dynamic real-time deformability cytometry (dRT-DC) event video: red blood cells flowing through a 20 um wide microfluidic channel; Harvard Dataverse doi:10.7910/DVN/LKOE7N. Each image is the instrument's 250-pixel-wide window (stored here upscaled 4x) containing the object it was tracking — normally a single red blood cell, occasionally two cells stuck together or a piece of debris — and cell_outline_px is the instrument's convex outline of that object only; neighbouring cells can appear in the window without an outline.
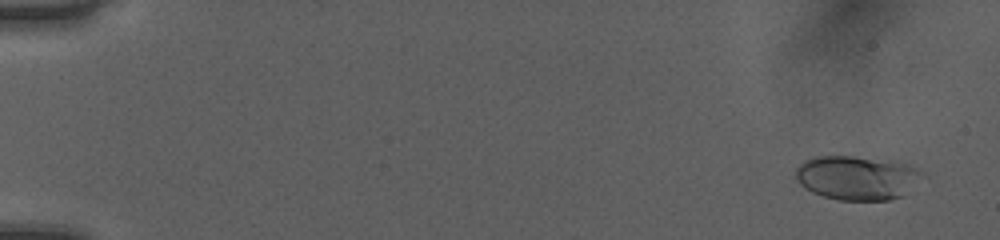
{"species": "human", "species_latin": "Homo sapiens", "temperature_condition": "room temperature", "stored_images_in_passage": 52, "camera_frame_rate_fps": 3000, "um_per_image_px": 0.085, "donor": {"sex": "female"}, "frame": {"image": 1, "passage_image": 3, "time_ms": 0.667, "image_size_px": [1000, 240], "cell_outline_px": [[920, 172], [904, 196], [888, 200], [836, 200], [812, 192], [800, 184], [796, 180], [796, 168], [804, 160], [816, 156], [852, 156], [908, 164]], "centroid_in_image_um": [72.73, 15.12], "position_along_channel_um": 12.3, "area_um2": 31.79}}
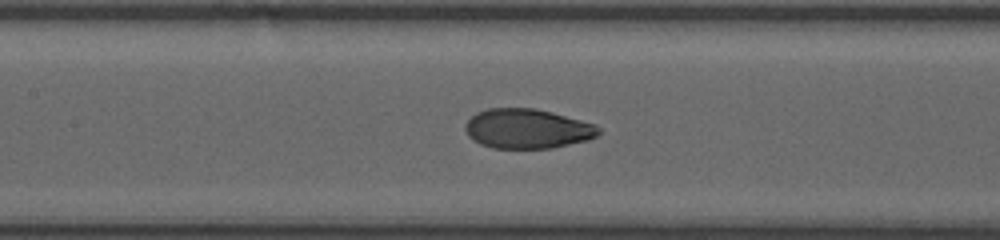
{"frame": {"image": 2, "passage_image": 26, "time_ms": 8.333, "image_size_px": [1000, 240], "cell_outline_px": [[600, 132], [596, 136], [588, 140], [552, 148], [492, 148], [480, 144], [472, 140], [468, 136], [464, 128], [464, 124], [476, 112], [488, 108], [536, 108], [552, 112], [596, 124], [600, 128]], "centroid_in_image_um": [44.8, 10.94], "position_along_channel_um": 162.6, "area_um2": 31.04}}
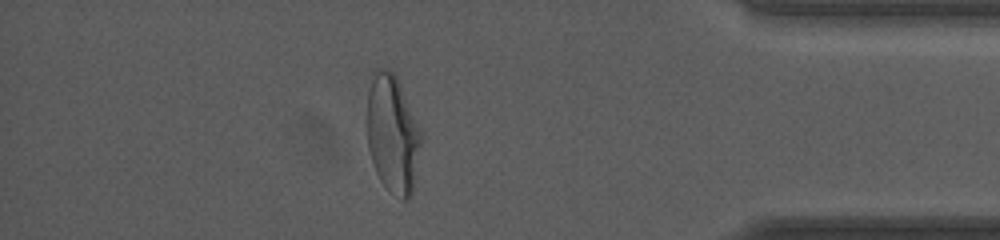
{"frame": {"image": 3, "passage_image": 46, "time_ms": 15.0, "image_size_px": [1000, 240], "cell_outline_px": [[424, 136], [412, 192], [408, 200], [400, 200], [380, 180], [376, 172], [368, 148], [368, 92], [372, 68], [388, 68], [396, 76], [400, 84]], "centroid_in_image_um": [33.39, 11.37], "position_along_channel_um": 401.8, "area_um2": 37.51}, "authors_computed_cell_mechanics": {"area_um2": 31.3276, "velocity_mm_per_s": 4.0474, "shape_relaxation_time_tau1_ms": 4.2891, "shape_relaxation_time_tau2_ms": 0.7845, "deformation_change_tau1": 0.2006, "deformation_change_tau2": 0.0548}}